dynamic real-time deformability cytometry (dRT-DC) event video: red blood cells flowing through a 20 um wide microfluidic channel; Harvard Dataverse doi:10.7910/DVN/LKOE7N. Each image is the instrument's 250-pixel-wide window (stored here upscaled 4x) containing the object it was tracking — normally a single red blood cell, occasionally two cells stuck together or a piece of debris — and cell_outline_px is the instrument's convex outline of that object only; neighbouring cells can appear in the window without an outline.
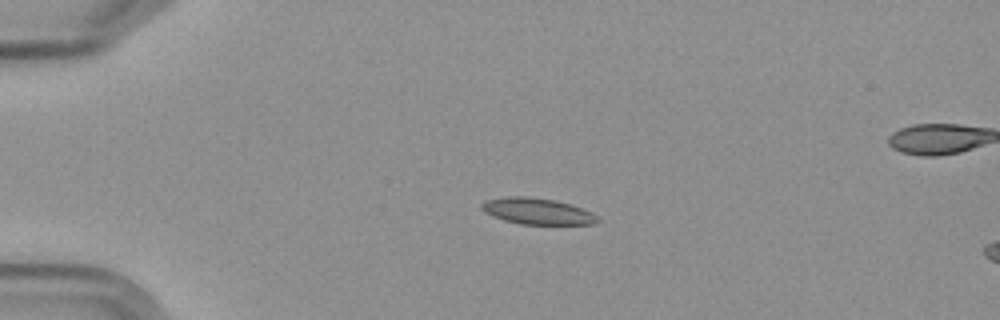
{"species": "Egyptian fruit bat (a non-hibernating species)", "species_latin": "Rousettus aegyptiacus", "temperature_condition": "cold", "stored_images_in_passage": 5, "camera_frame_rate_fps": 3000, "um_per_image_px": 0.085, "frame": {"image": 1, "passage_image": 3, "time_ms": 3.0, "image_size_px": [1000, 320], "cell_outline_px": [[600, 220], [592, 224], [520, 224], [504, 220], [484, 212], [480, 208], [480, 204], [484, 200], [508, 196], [528, 196], [556, 200], [572, 204], [592, 212]], "centroid_in_image_um": [45.64, 17.94], "position_along_channel_um": 39.4, "area_um2": 17.86}}